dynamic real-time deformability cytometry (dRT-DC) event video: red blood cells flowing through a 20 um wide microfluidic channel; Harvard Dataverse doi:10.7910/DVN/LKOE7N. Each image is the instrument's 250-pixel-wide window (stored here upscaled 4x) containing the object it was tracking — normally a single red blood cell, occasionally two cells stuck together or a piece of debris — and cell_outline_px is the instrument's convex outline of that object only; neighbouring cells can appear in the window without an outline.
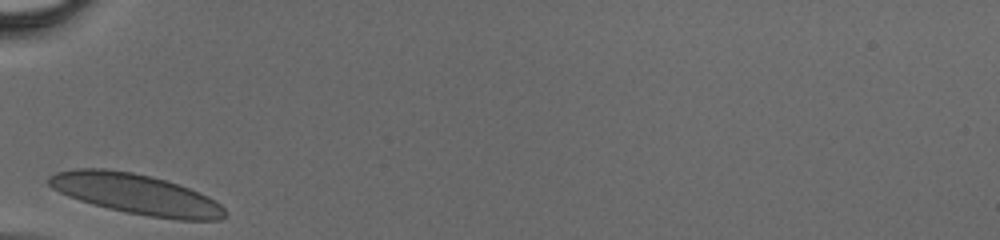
{"species": "human", "species_latin": "Homo sapiens", "temperature_condition": "cold", "stored_images_in_passage": 23, "camera_frame_rate_fps": 3000, "um_per_image_px": 0.085, "donor": {"sex": "male"}, "frame": {"image": 1, "passage_image": 1, "time_ms": 0.0, "image_size_px": [1000, 240], "cell_outline_px": [[224, 216], [220, 220], [180, 220], [148, 216], [108, 208], [92, 204], [68, 196], [52, 188], [48, 184], [48, 176], [56, 172], [76, 168], [104, 168], [132, 172], [152, 176], [188, 188], [208, 196], [220, 204], [224, 208]], "centroid_in_image_um": [11.53, 16.49], "position_along_channel_um": 73.5, "area_um2": 41.1}}
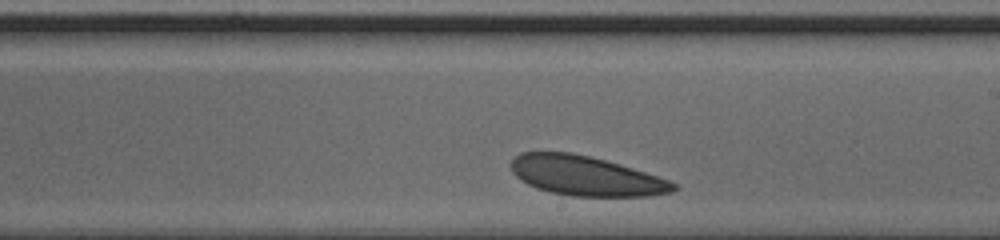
{"frame": {"image": 2, "passage_image": 13, "time_ms": 4.0, "image_size_px": [1000, 240], "cell_outline_px": [[680, 188], [672, 192], [648, 196], [572, 196], [552, 192], [536, 188], [520, 180], [512, 172], [512, 160], [520, 152], [572, 152], [620, 164], [668, 180], [676, 184]], "centroid_in_image_um": [49.79, 14.95], "position_along_channel_um": 239.2, "area_um2": 37.22}}
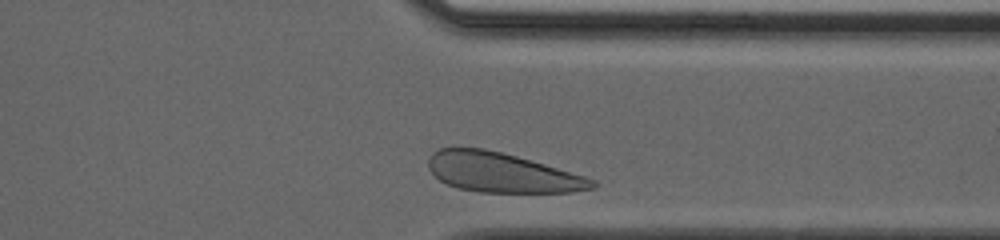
{"frame": {"image": 3, "passage_image": 22, "time_ms": 7.0, "image_size_px": [1000, 240], "cell_outline_px": [[600, 184], [596, 188], [572, 192], [480, 192], [456, 188], [440, 180], [428, 168], [428, 160], [432, 152], [440, 148], [484, 148], [516, 156], [544, 164], [584, 176], [596, 180]], "centroid_in_image_um": [42.67, 14.68], "position_along_channel_um": 368.7, "area_um2": 37.69}}